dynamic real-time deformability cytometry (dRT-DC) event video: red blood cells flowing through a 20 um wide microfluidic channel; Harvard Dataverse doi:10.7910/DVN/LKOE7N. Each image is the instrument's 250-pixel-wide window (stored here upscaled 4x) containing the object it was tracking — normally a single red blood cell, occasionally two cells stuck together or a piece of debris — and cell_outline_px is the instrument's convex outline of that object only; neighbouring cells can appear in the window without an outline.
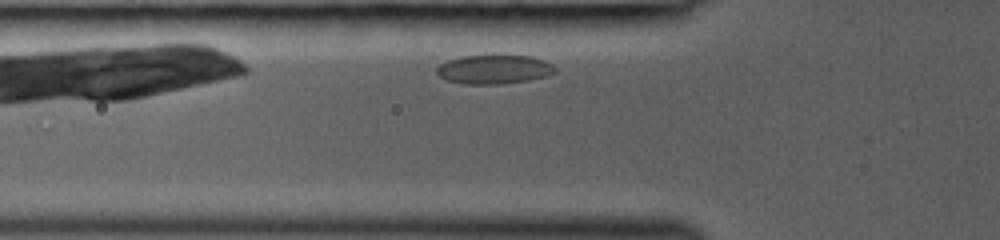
{"species": "common noctule bat (a hibernating species)", "species_latin": "Nyctalus noctula", "temperature_condition": "room temperature", "stored_images_in_passage": 26, "camera_frame_rate_fps": 3000, "um_per_image_px": 0.085, "animal": {"sex": "female", "body_mass_g": 19.0, "forearm_length_mm": 53.3}, "frame": {"image": 1, "passage_image": 3, "time_ms": 0.667, "image_size_px": [1000, 240], "cell_outline_px": [[556, 72], [548, 76], [528, 80], [500, 84], [464, 84], [448, 80], [440, 76], [436, 72], [436, 68], [440, 64], [448, 60], [460, 56], [532, 56], [544, 60], [552, 64], [556, 68]], "centroid_in_image_um": [42.01, 5.9], "position_along_channel_um": 83.8, "area_um2": 19.94}}
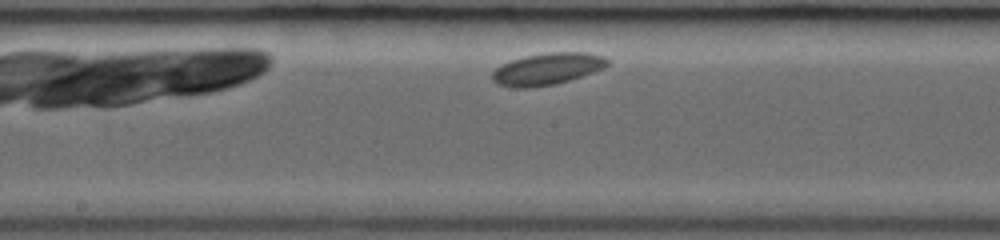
{"frame": {"image": 2, "passage_image": 12, "time_ms": 3.667, "image_size_px": [1000, 240], "cell_outline_px": [[612, 64], [604, 68], [556, 84], [528, 88], [512, 88], [496, 84], [492, 80], [492, 72], [500, 64], [524, 56], [548, 52], [588, 52], [604, 56], [612, 60]], "centroid_in_image_um": [46.53, 5.85], "position_along_channel_um": 201.7, "area_um2": 21.73}}
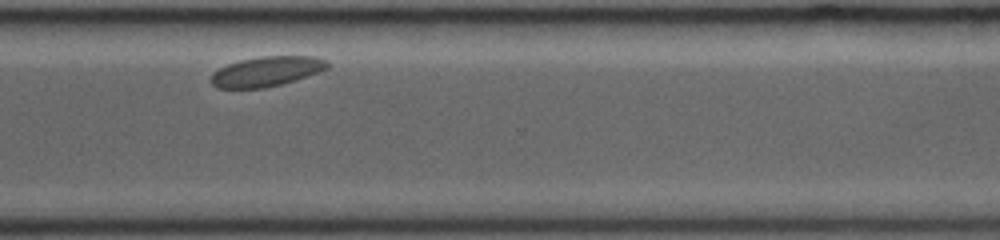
{"frame": {"image": 3, "passage_image": 23, "time_ms": 7.333, "image_size_px": [1000, 240], "cell_outline_px": [[332, 64], [328, 68], [280, 84], [264, 88], [216, 88], [212, 84], [212, 72], [228, 64], [240, 60], [260, 56], [316, 56], [328, 60]], "centroid_in_image_um": [22.66, 6.05], "position_along_channel_um": 347.9, "area_um2": 20.11}}